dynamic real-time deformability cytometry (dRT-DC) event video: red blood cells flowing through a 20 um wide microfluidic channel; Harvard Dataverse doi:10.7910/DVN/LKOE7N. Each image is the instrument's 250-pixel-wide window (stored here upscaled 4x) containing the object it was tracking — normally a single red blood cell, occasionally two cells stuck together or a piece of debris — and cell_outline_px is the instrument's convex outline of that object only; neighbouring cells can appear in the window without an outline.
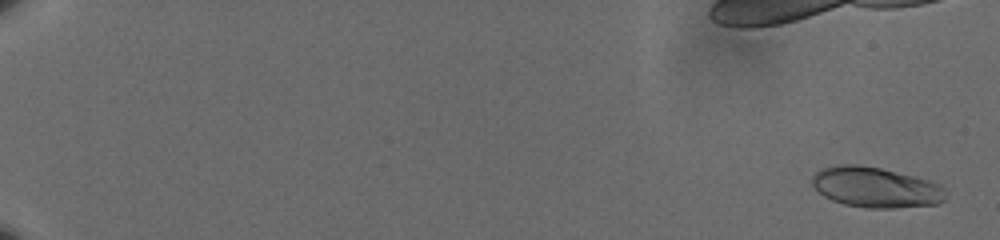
{"species": "human", "species_latin": "Homo sapiens", "temperature_condition": "cold", "stored_images_in_passage": 16, "camera_frame_rate_fps": 3000, "um_per_image_px": 0.085, "donor": {"sex": "male"}, "frame": {"image": 1, "passage_image": 3, "time_ms": 0.667, "image_size_px": [1000, 240], "cell_outline_px": [[944, 200], [936, 204], [892, 208], [868, 208], [844, 204], [832, 200], [824, 196], [812, 184], [812, 176], [816, 172], [824, 168], [836, 164], [856, 164], [880, 168], [912, 176], [940, 184], [944, 188]], "centroid_in_image_um": [74.4, 15.92], "position_along_channel_um": 10.6, "area_um2": 31.1}}